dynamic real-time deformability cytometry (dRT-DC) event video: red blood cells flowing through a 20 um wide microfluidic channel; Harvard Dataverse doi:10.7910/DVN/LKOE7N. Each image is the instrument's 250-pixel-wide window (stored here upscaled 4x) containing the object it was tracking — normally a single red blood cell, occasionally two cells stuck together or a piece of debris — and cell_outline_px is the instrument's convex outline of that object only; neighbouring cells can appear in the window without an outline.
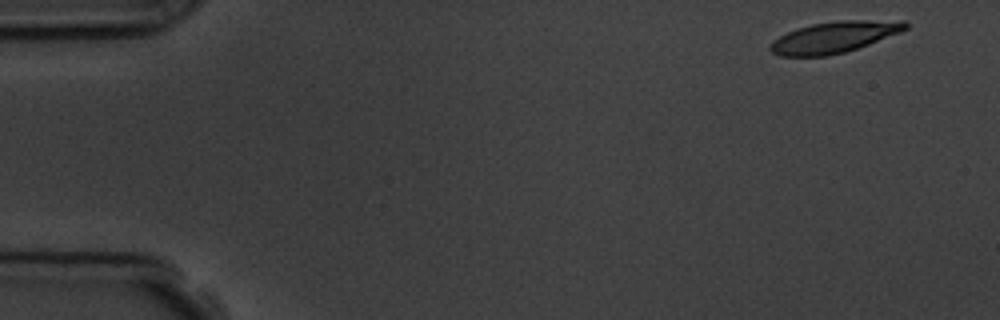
{"species": "common noctule bat (a hibernating species)", "species_latin": "Nyctalus noctula", "temperature_condition": "room temperature", "stored_images_in_passage": 5, "segment_of_instrument_passage": [2, 2], "camera_frame_rate_fps": 3000, "um_per_image_px": 0.085, "animal": {"sex": "male", "body_mass_g": 19.5, "forearm_length_mm": 54.6}, "frame": {"image": 1, "passage_image": 5, "time_ms": 4.667, "image_size_px": [1000, 320], "cell_outline_px": [[908, 28], [900, 32], [868, 44], [844, 52], [828, 56], [780, 56], [772, 52], [768, 48], [772, 40], [796, 28], [812, 24], [840, 20], [904, 20], [908, 24]], "centroid_in_image_um": [70.89, 3.15], "position_along_channel_um": 14.1, "area_um2": 24.57}}